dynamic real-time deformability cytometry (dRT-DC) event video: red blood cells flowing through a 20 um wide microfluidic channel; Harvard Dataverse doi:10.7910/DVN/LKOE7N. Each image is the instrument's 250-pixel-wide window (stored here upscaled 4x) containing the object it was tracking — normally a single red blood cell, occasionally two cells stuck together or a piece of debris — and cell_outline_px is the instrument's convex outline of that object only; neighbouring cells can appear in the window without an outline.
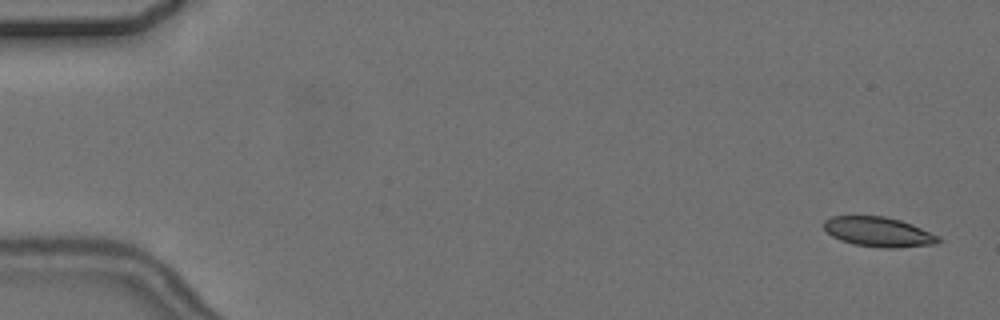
{"species": "common noctule bat (a hibernating species)", "species_latin": "Nyctalus noctula", "temperature_condition": "cold", "stored_images_in_passage": 4, "camera_frame_rate_fps": 3000, "um_per_image_px": 0.085, "animal": {"sex": "female", "body_mass_g": 24.6, "forearm_length_mm": 56.2}, "frame": {"image": 1, "passage_image": 1, "time_ms": 0.0, "image_size_px": [1000, 320], "cell_outline_px": [[944, 240], [936, 244], [896, 248], [884, 248], [856, 244], [840, 240], [832, 236], [824, 228], [824, 220], [832, 216], [884, 216], [900, 220], [912, 224], [940, 236]], "centroid_in_image_um": [74.72, 19.71], "position_along_channel_um": 10.3, "area_um2": 19.88}}